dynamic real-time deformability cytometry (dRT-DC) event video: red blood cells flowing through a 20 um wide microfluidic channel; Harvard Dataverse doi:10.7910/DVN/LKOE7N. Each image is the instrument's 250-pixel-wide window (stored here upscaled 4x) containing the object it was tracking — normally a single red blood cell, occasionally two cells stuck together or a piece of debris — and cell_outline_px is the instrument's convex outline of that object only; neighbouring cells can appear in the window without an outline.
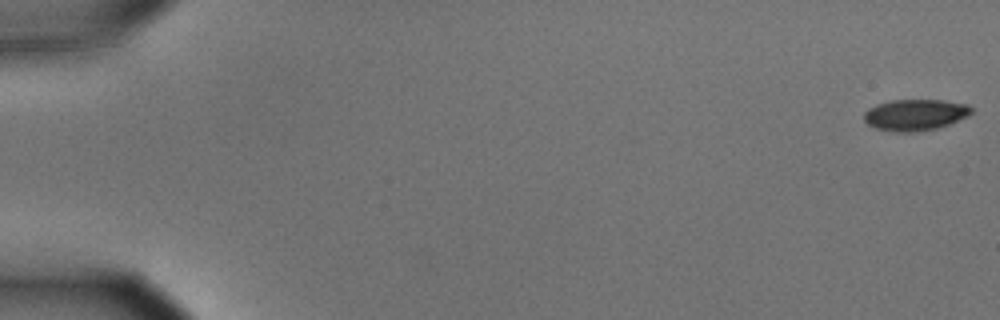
{"species": "common noctule bat (a hibernating species)", "species_latin": "Nyctalus noctula", "temperature_condition": "cold", "stored_images_in_passage": 57, "camera_frame_rate_fps": 3000, "um_per_image_px": 0.085, "animal": {"sex": "male", "body_mass_g": 15.6}, "frame": {"image": 1, "passage_image": 1, "time_ms": 0.0, "image_size_px": [1000, 320], "cell_outline_px": [[972, 112], [968, 116], [948, 124], [936, 128], [916, 132], [896, 132], [876, 128], [868, 124], [864, 120], [864, 112], [868, 108], [876, 104], [892, 100], [944, 100], [968, 104], [972, 108]], "centroid_in_image_um": [77.78, 9.75], "position_along_channel_um": 7.2, "area_um2": 19.59}}
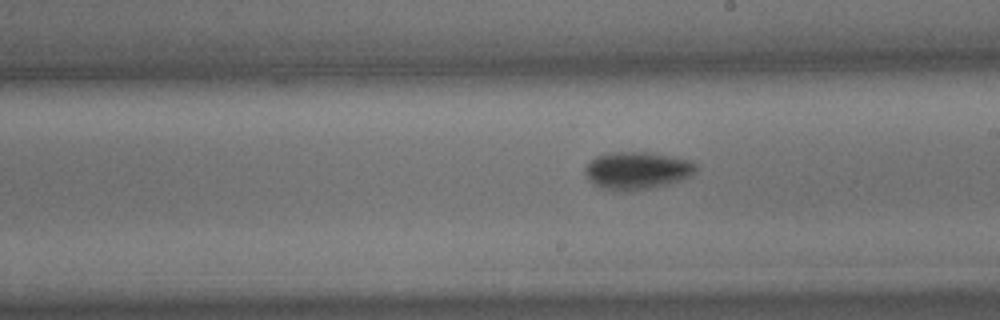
{"frame": {"image": 2, "passage_image": 33, "time_ms": 10.667, "image_size_px": [1000, 320], "cell_outline_px": [[696, 172], [692, 176], [684, 180], [652, 188], [632, 192], [620, 192], [604, 188], [596, 184], [584, 172], [584, 168], [596, 156], [608, 152], [648, 152], [692, 160], [696, 164]], "centroid_in_image_um": [54.21, 14.5], "position_along_channel_um": 234.8, "area_um2": 24.51}}
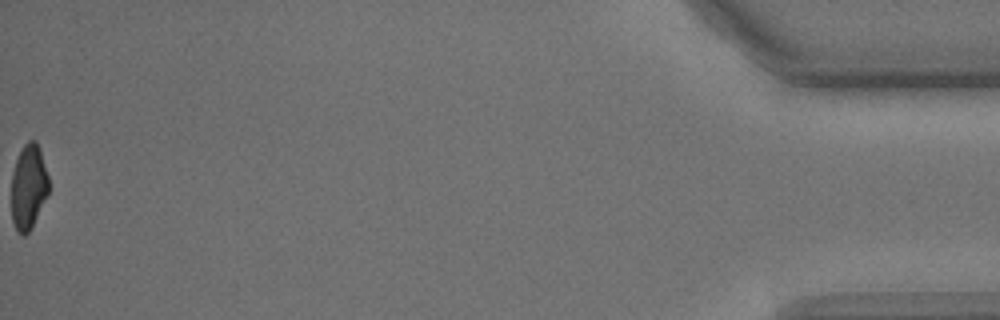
{"frame": {"image": 3, "passage_image": 57, "time_ms": 18.667, "image_size_px": [1000, 320], "cell_outline_px": [[48, 192], [32, 228], [24, 236], [16, 232], [12, 220], [12, 172], [16, 160], [24, 144], [28, 140], [36, 140], [40, 148], [48, 176]], "centroid_in_image_um": [2.41, 15.89], "position_along_channel_um": 432.8, "area_um2": 18.44}, "authors_computed_cell_mechanics": {"area_um2": 21.386, "velocity_mm_per_s": 3.6231, "shape_relaxation_time_tau1_ms": 4.9794, "shape_relaxation_time_tau2_ms": null, "deformation_change_tau1": 0.1552, "deformation_change_tau2": null}}